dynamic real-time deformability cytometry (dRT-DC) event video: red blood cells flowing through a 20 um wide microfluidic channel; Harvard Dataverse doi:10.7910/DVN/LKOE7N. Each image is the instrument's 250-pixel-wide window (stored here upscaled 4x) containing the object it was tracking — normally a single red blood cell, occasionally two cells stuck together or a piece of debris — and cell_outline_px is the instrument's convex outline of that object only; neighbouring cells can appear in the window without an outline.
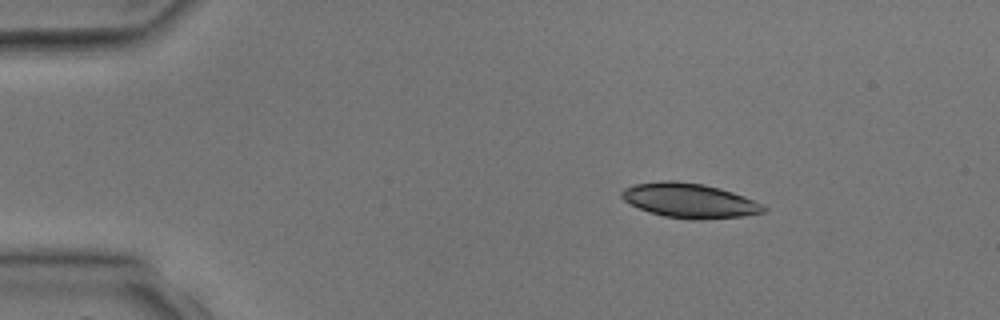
{"species": "common noctule bat (a hibernating species)", "species_latin": "Nyctalus noctula", "temperature_condition": "room temperature", "stored_images_in_passage": 3, "camera_frame_rate_fps": 3000, "um_per_image_px": 0.085, "animal": {"sex": "male", "body_mass_g": 17.9, "forearm_length_mm": 54.2}, "frame": {"image": 1, "passage_image": 1, "time_ms": 0.0, "image_size_px": [1000, 320], "cell_outline_px": [[768, 212], [744, 216], [700, 220], [692, 220], [664, 216], [648, 212], [624, 200], [620, 196], [620, 192], [624, 188], [636, 184], [660, 180], [676, 180], [704, 184], [720, 188], [744, 196], [768, 208]], "centroid_in_image_um": [58.62, 17.05], "position_along_channel_um": 26.4, "area_um2": 28.78}}
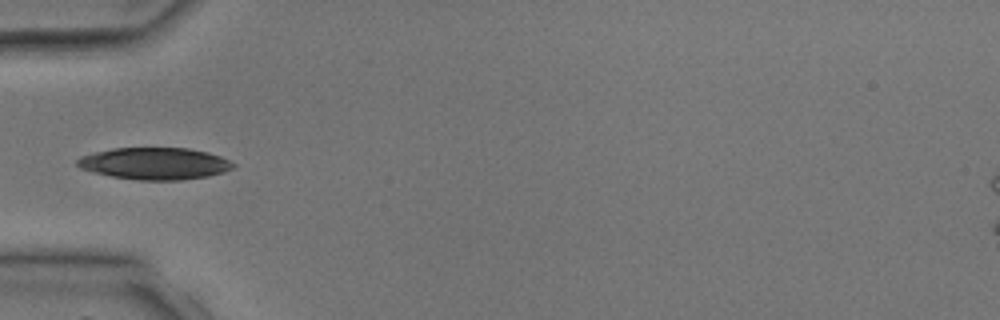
{"frame": {"image": 2, "passage_image": 3, "time_ms": 2.333, "image_size_px": [1000, 320], "cell_outline_px": [[236, 164], [232, 168], [224, 172], [208, 176], [180, 180], [140, 180], [112, 176], [92, 172], [80, 168], [76, 164], [76, 160], [80, 156], [112, 148], [188, 148], [208, 152], [220, 156]], "centroid_in_image_um": [13.14, 13.9], "position_along_channel_um": 71.9, "area_um2": 28.96}}